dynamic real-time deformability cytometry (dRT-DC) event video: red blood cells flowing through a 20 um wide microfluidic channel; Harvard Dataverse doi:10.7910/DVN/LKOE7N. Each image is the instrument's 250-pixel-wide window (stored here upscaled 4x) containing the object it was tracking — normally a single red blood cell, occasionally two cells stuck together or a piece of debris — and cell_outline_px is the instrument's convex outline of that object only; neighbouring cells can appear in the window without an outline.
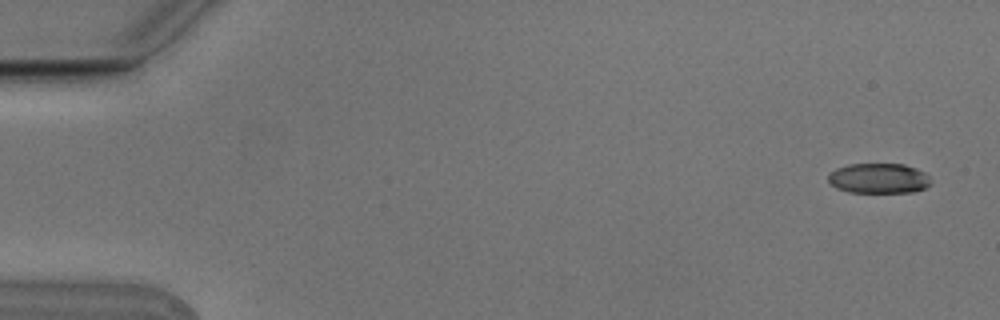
{"species": "Egyptian fruit bat (a non-hibernating species)", "species_latin": "Rousettus aegyptiacus", "temperature_condition": "cold", "stored_images_in_passage": 3, "segment_of_instrument_passage": [2, 2], "camera_frame_rate_fps": 3000, "um_per_image_px": 0.085, "animal": {"sex": "male"}, "frame": {"image": 1, "passage_image": 3, "time_ms": 0.667, "image_size_px": [1000, 320], "cell_outline_px": [[932, 184], [924, 188], [912, 192], [848, 192], [836, 188], [828, 180], [828, 176], [836, 168], [848, 164], [904, 164], [916, 168], [924, 172], [928, 176]], "centroid_in_image_um": [74.7, 15.15], "position_along_channel_um": 10.3, "area_um2": 17.98}}